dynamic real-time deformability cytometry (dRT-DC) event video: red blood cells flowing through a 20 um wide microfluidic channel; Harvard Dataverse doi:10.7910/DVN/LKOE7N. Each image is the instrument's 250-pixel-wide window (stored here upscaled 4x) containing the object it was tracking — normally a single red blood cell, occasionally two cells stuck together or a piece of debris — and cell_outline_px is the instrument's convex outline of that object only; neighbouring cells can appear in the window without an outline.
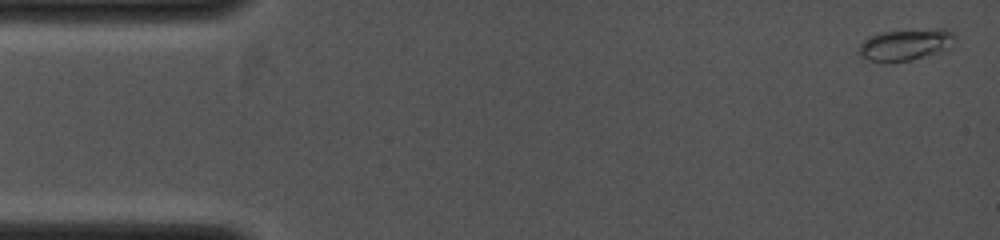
{"species": "common noctule bat (a hibernating species)", "species_latin": "Nyctalus noctula", "temperature_condition": "cold", "stored_images_in_passage": 4, "camera_frame_rate_fps": 4000, "um_per_image_px": 0.085, "animal": {"sex": "female", "body_mass_g": 19.0, "forearm_length_mm": 53.3}, "frame": {"image": 1, "passage_image": 1, "time_ms": 0.0, "image_size_px": [1000, 240], "cell_outline_px": [[956, 36], [952, 48], [912, 60], [868, 60], [860, 56], [856, 52], [856, 48], [868, 36], [880, 32], [936, 28], [948, 28]], "centroid_in_image_um": [77.0, 3.76], "position_along_channel_um": 8.0, "area_um2": 17.8}}